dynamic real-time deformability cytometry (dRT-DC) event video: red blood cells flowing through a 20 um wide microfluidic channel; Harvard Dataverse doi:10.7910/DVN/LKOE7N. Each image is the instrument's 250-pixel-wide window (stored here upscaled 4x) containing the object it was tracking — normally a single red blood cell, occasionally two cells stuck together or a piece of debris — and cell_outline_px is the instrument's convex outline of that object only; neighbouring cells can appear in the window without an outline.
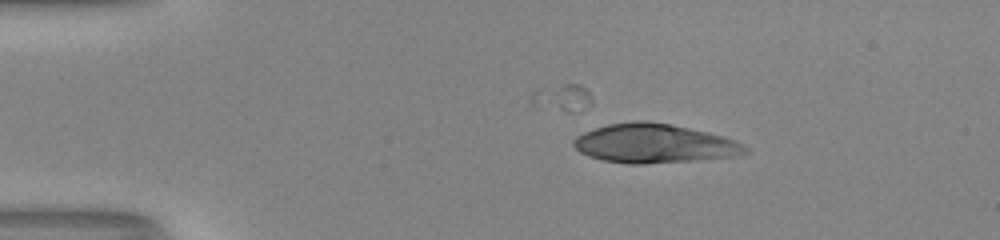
{"species": "human", "species_latin": "Homo sapiens", "temperature_condition": "room temperature", "stored_images_in_passage": 30, "camera_frame_rate_fps": 3000, "um_per_image_px": 0.085, "donor": {"sex": "male"}, "frame": {"image": 1, "passage_image": 1, "time_ms": 0.0, "image_size_px": [1000, 240], "cell_outline_px": [[752, 152], [740, 156], [644, 164], [628, 164], [604, 160], [588, 156], [580, 152], [572, 144], [572, 140], [576, 136], [584, 132], [608, 124], [632, 120], [648, 120], [708, 132], [736, 140], [744, 144]], "centroid_in_image_um": [55.63, 12.19], "position_along_channel_um": 29.4, "area_um2": 39.25}}
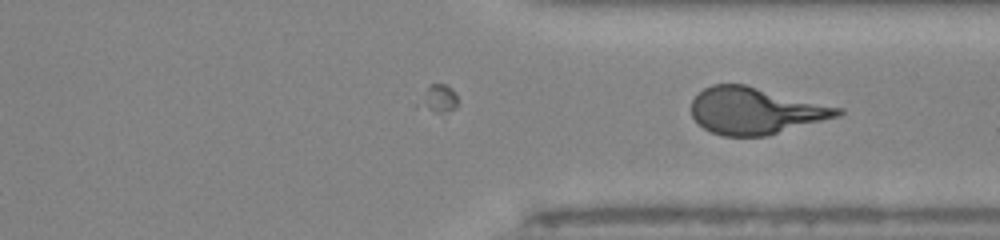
{"frame": {"image": 2, "passage_image": 30, "time_ms": 9.667, "image_size_px": [1000, 240], "cell_outline_px": [[844, 112], [840, 116], [768, 136], [724, 136], [712, 132], [704, 128], [692, 116], [692, 100], [704, 88], [712, 84], [744, 84], [844, 108]], "centroid_in_image_um": [64.25, 9.42], "position_along_channel_um": 347.1, "area_um2": 39.88}}